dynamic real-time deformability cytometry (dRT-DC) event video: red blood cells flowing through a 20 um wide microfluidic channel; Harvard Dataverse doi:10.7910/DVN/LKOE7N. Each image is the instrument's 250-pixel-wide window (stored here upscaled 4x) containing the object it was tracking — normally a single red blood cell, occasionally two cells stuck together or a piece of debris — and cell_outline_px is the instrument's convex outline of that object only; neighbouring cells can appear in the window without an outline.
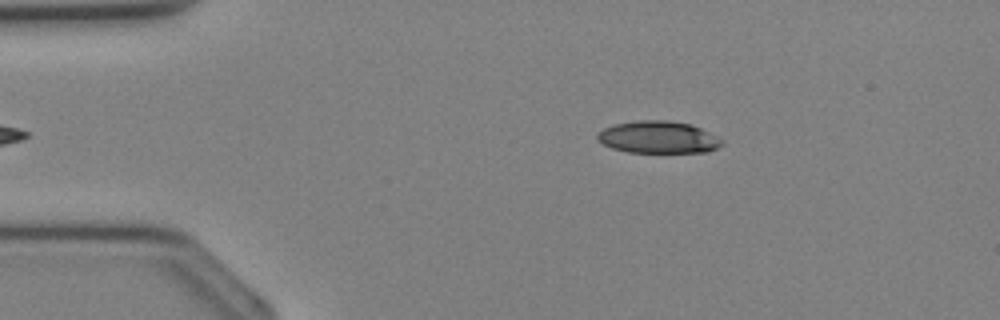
{"species": "Egyptian fruit bat (a non-hibernating species)", "species_latin": "Rousettus aegyptiacus", "temperature_condition": "cold", "stored_images_in_passage": 30, "camera_frame_rate_fps": 3000, "um_per_image_px": 0.085, "animal": {"sex": "female"}, "frame": {"image": 1, "passage_image": 1, "time_ms": 0.0, "image_size_px": [1000, 320], "cell_outline_px": [[724, 144], [708, 152], [628, 152], [612, 148], [596, 140], [596, 136], [604, 128], [616, 124], [636, 120], [668, 120], [692, 124], [724, 140]], "centroid_in_image_um": [55.97, 11.66], "position_along_channel_um": 29.0, "area_um2": 23.35}}
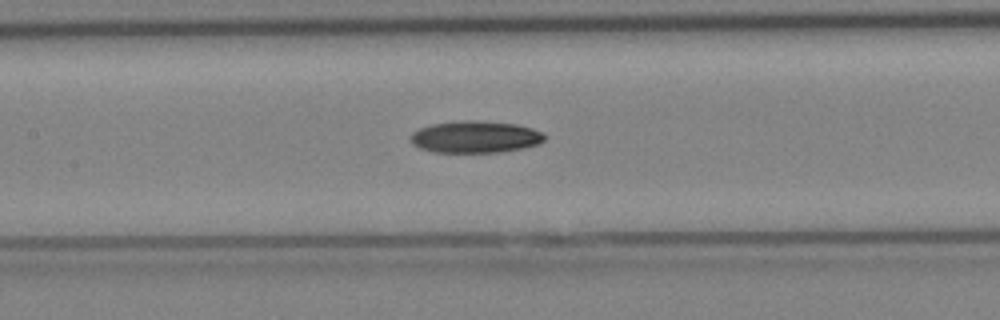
{"frame": {"image": 2, "passage_image": 11, "time_ms": 3.333, "image_size_px": [1000, 320], "cell_outline_px": [[544, 140], [540, 144], [524, 148], [500, 152], [432, 152], [420, 148], [412, 144], [412, 132], [420, 128], [432, 124], [464, 120], [468, 120], [516, 124], [532, 128], [544, 132]], "centroid_in_image_um": [40.43, 11.64], "position_along_channel_um": 167.0, "area_um2": 24.85}}
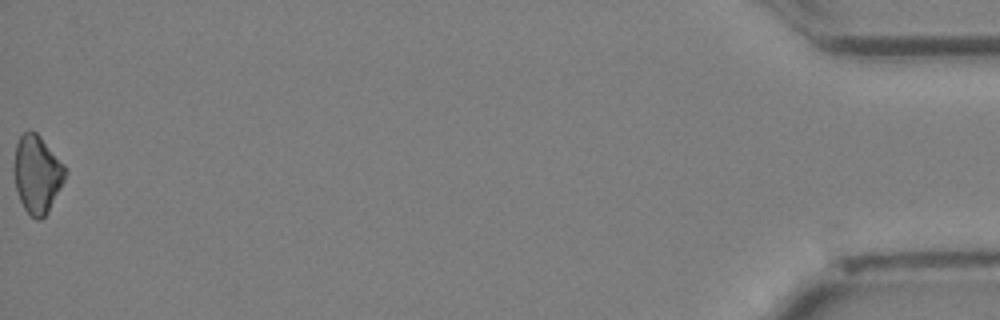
{"frame": {"image": 3, "passage_image": 30, "time_ms": 9.667, "image_size_px": [1000, 320], "cell_outline_px": [[68, 172], [48, 212], [40, 220], [36, 220], [24, 208], [20, 200], [16, 188], [12, 172], [12, 168], [16, 144], [20, 136], [24, 132], [36, 132], [40, 136], [64, 164]], "centroid_in_image_um": [3.14, 14.8], "position_along_channel_um": 432.1, "area_um2": 23.24}}